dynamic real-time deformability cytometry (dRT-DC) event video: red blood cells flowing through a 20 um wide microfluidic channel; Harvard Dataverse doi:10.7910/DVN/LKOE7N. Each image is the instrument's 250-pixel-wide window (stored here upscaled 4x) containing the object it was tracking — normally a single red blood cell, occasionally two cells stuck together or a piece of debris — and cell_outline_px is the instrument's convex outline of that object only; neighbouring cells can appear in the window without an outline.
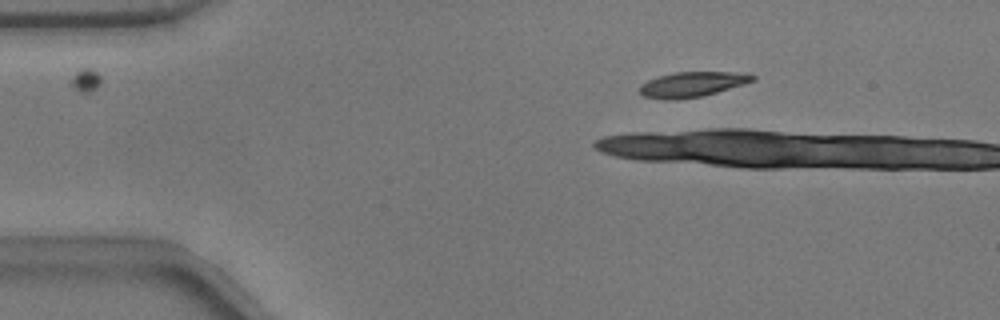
{"species": "common noctule bat (a hibernating species)", "species_latin": "Nyctalus noctula", "temperature_condition": "warm", "stored_images_in_passage": 7, "camera_frame_rate_fps": 3000, "um_per_image_px": 0.085, "animal": {"sex": "male", "body_mass_g": 17.9}, "frame": {"image": 1, "passage_image": 2, "time_ms": 0.333, "image_size_px": [1000, 320], "cell_outline_px": [[756, 80], [744, 84], [716, 92], [700, 96], [644, 96], [640, 92], [640, 84], [648, 80], [660, 76], [676, 72], [732, 72], [756, 76]], "centroid_in_image_um": [58.92, 7.1], "position_along_channel_um": 26.1, "area_um2": 15.32}}